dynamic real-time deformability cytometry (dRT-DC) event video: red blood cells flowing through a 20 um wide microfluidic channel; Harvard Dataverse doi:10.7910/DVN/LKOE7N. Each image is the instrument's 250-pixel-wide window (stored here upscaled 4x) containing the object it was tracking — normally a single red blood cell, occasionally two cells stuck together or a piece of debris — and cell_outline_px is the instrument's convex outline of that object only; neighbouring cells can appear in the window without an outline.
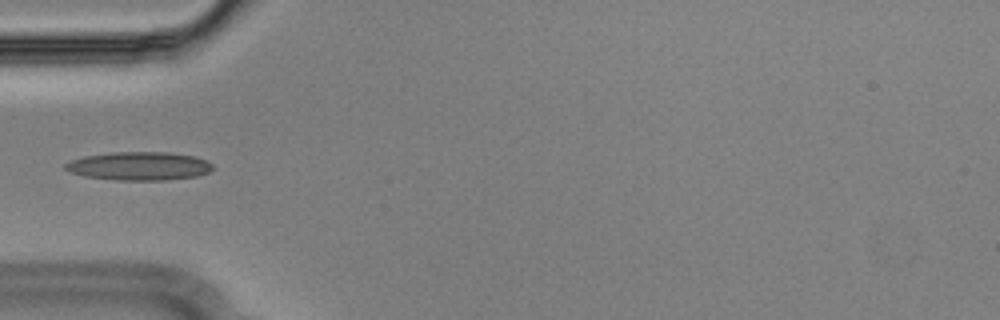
{"species": "Egyptian fruit bat (a non-hibernating species)", "species_latin": "Rousettus aegyptiacus", "temperature_condition": "cold", "stored_images_in_passage": 38, "camera_frame_rate_fps": 3000, "um_per_image_px": 0.085, "animal": {"sex": "male"}, "frame": {"image": 1, "passage_image": 1, "time_ms": 0.0, "image_size_px": [1000, 320], "cell_outline_px": [[212, 168], [208, 172], [196, 176], [168, 180], [116, 180], [84, 176], [72, 172], [64, 168], [64, 164], [72, 160], [84, 156], [112, 152], [168, 152], [196, 156], [212, 164]], "centroid_in_image_um": [11.82, 14.11], "position_along_channel_um": 73.2, "area_um2": 24.33}}
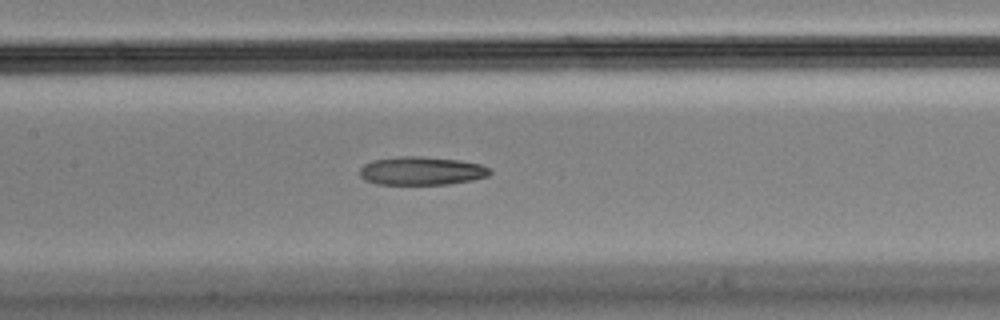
{"frame": {"image": 2, "passage_image": 9, "time_ms": 2.667, "image_size_px": [1000, 320], "cell_outline_px": [[492, 172], [488, 176], [472, 180], [448, 184], [376, 184], [364, 180], [360, 176], [360, 168], [364, 164], [372, 160], [400, 156], [424, 156], [460, 160], [480, 164], [488, 168]], "centroid_in_image_um": [35.81, 14.52], "position_along_channel_um": 171.6, "area_um2": 21.62}}
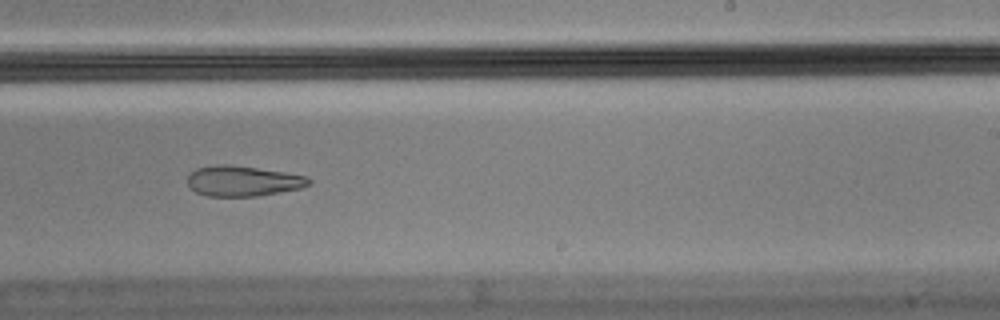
{"frame": {"image": 3, "passage_image": 17, "time_ms": 5.333, "image_size_px": [1000, 320], "cell_outline_px": [[312, 184], [300, 188], [280, 192], [256, 196], [208, 196], [196, 192], [188, 188], [188, 176], [196, 168], [216, 164], [228, 164], [284, 172], [304, 176], [312, 180]], "centroid_in_image_um": [20.62, 15.39], "position_along_channel_um": 268.4, "area_um2": 21.44}}